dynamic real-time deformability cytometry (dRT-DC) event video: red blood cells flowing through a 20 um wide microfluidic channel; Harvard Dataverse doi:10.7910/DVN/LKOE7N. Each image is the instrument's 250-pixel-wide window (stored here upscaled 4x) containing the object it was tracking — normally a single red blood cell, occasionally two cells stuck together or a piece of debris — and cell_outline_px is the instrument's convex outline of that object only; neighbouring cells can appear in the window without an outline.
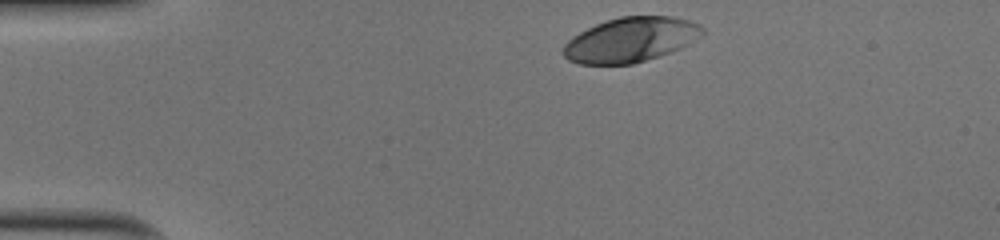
{"species": "human", "species_latin": "Homo sapiens", "temperature_condition": "cold", "stored_images_in_passage": 33, "camera_frame_rate_fps": 3000, "um_per_image_px": 0.085, "donor": {"sex": "male"}, "frame": {"image": 1, "passage_image": 1, "time_ms": 0.0, "image_size_px": [1000, 240], "cell_outline_px": [[704, 36], [680, 48], [632, 64], [580, 64], [568, 60], [564, 56], [564, 44], [572, 36], [596, 24], [620, 16], [672, 16], [688, 20], [700, 24], [704, 28]], "centroid_in_image_um": [53.63, 3.37], "position_along_channel_um": 31.4, "area_um2": 36.07}}
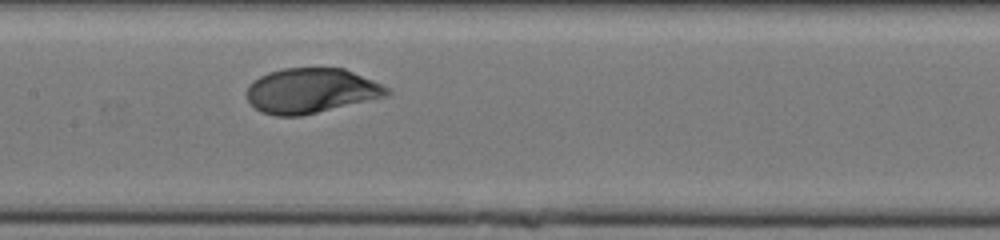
{"frame": {"image": 2, "passage_image": 17, "time_ms": 5.333, "image_size_px": [1000, 240], "cell_outline_px": [[392, 92], [388, 96], [300, 116], [276, 116], [260, 112], [248, 100], [248, 84], [252, 80], [268, 72], [284, 68], [344, 68], [392, 88]], "centroid_in_image_um": [26.47, 7.71], "position_along_channel_um": 180.9, "area_um2": 36.82}}
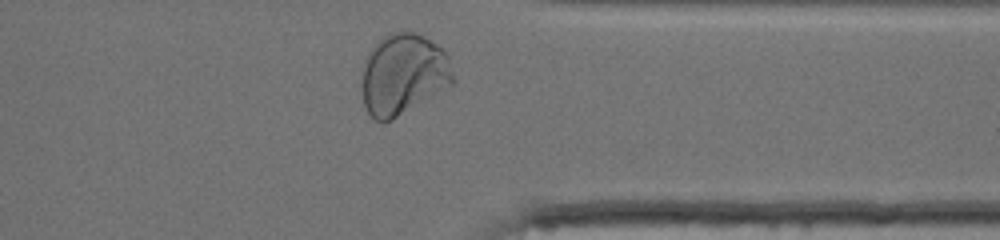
{"frame": {"image": 3, "passage_image": 32, "time_ms": 10.333, "image_size_px": [1000, 240], "cell_outline_px": [[456, 80], [452, 84], [392, 120], [384, 124], [380, 124], [364, 108], [360, 88], [360, 68], [364, 60], [372, 48], [388, 32], [412, 32], [432, 40], [444, 48], [448, 56]], "centroid_in_image_um": [34.24, 6.33], "position_along_channel_um": 377.2, "area_um2": 43.87}, "authors_computed_cell_mechanics": {"area_um2": 37.2232, "velocity_mm_per_s": 3.9816, "shape_relaxation_time_tau1_ms": 2.8669, "shape_relaxation_time_tau2_ms": null, "deformation_change_tau1": 0.164, "deformation_change_tau2": null}}